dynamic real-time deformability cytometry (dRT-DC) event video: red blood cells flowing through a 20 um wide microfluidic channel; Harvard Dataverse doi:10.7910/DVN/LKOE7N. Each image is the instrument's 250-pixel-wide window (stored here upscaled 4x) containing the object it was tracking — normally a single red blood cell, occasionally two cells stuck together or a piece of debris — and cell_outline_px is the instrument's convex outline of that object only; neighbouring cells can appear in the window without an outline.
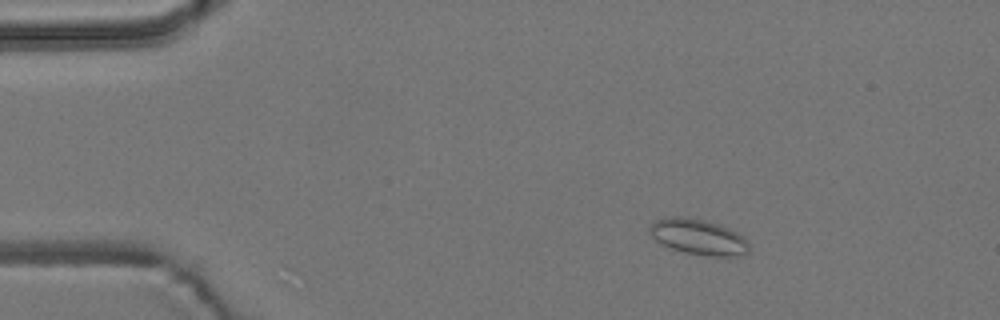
{"species": "common noctule bat (a hibernating species)", "species_latin": "Nyctalus noctula", "temperature_condition": "room temperature", "stored_images_in_passage": 3, "camera_frame_rate_fps": 3000, "um_per_image_px": 0.085, "animal": {"sex": "male", "body_mass_g": 19.2, "forearm_length_mm": 51.8}, "frame": {"image": 1, "passage_image": 1, "time_ms": 0.0, "image_size_px": [1000, 320], "cell_outline_px": [[748, 252], [736, 256], [708, 256], [684, 252], [672, 248], [656, 240], [652, 236], [648, 228], [656, 220], [664, 216], [684, 216], [704, 220], [720, 224], [744, 236], [748, 240]], "centroid_in_image_um": [59.36, 20.12], "position_along_channel_um": 25.6, "area_um2": 20.63}}